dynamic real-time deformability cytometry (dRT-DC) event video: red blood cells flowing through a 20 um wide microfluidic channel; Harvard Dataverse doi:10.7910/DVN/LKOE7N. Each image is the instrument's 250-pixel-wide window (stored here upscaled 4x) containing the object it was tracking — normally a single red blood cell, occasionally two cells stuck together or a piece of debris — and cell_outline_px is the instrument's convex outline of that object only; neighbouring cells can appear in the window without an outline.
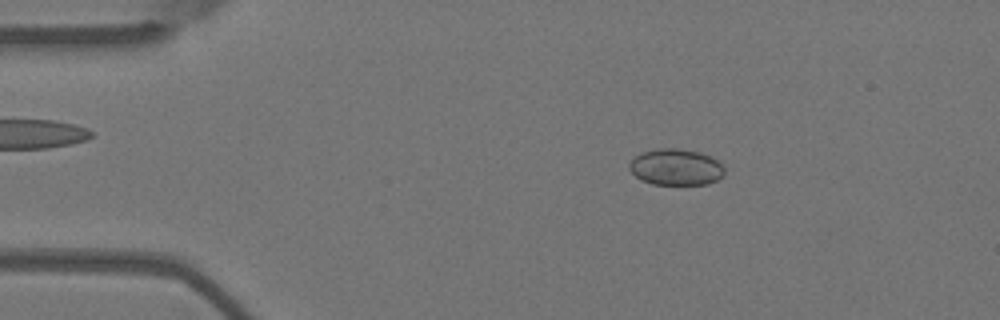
{"species": "Egyptian fruit bat (a non-hibernating species)", "species_latin": "Rousettus aegyptiacus", "temperature_condition": "warm", "stored_images_in_passage": 54, "camera_frame_rate_fps": 3000, "um_per_image_px": 0.085, "animal": {"sex": "female"}, "frame": {"image": 1, "passage_image": 9, "time_ms": 2.667, "image_size_px": [1000, 320], "cell_outline_px": [[724, 176], [708, 184], [652, 184], [640, 180], [628, 168], [628, 164], [636, 156], [644, 152], [656, 148], [676, 148], [700, 152], [712, 156], [724, 168]], "centroid_in_image_um": [57.45, 14.2], "position_along_channel_um": 27.5, "area_um2": 20.17}}
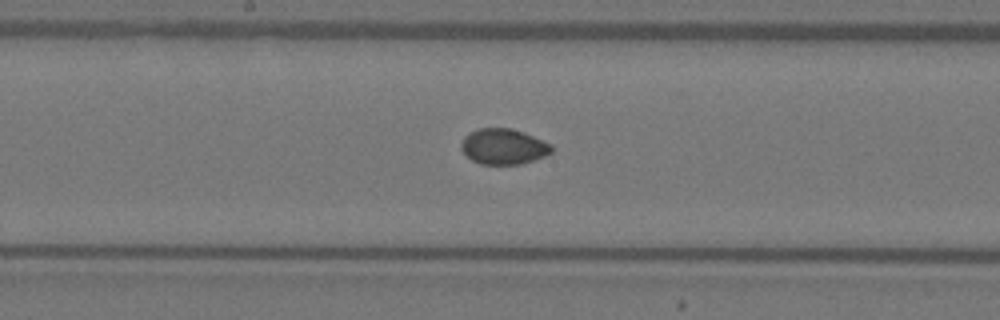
{"frame": {"image": 2, "passage_image": 28, "time_ms": 9.0, "image_size_px": [1000, 320], "cell_outline_px": [[552, 152], [544, 156], [520, 164], [480, 164], [472, 160], [460, 148], [460, 144], [464, 136], [468, 132], [480, 128], [508, 128], [524, 132], [552, 144]], "centroid_in_image_um": [42.78, 12.44], "position_along_channel_um": 205.4, "area_um2": 18.73}}
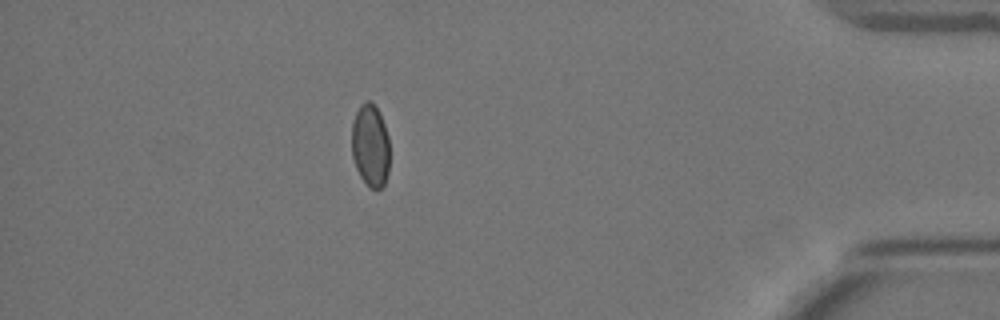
{"frame": {"image": 3, "passage_image": 48, "time_ms": 15.667, "image_size_px": [1000, 320], "cell_outline_px": [[388, 172], [384, 184], [380, 188], [368, 188], [360, 176], [356, 168], [352, 156], [352, 124], [356, 112], [360, 104], [364, 100], [368, 100], [376, 108], [384, 124], [388, 136]], "centroid_in_image_um": [31.46, 12.38], "position_along_channel_um": 403.7, "area_um2": 18.15}}